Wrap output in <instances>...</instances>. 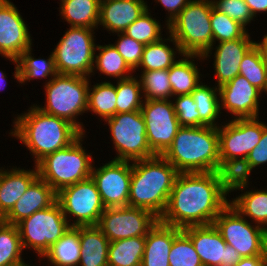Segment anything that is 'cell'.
I'll return each instance as SVG.
<instances>
[{
	"label": "cell",
	"instance_id": "6da1fadb",
	"mask_svg": "<svg viewBox=\"0 0 267 266\" xmlns=\"http://www.w3.org/2000/svg\"><path fill=\"white\" fill-rule=\"evenodd\" d=\"M227 196L216 172L179 173L159 221L179 229L212 224Z\"/></svg>",
	"mask_w": 267,
	"mask_h": 266
},
{
	"label": "cell",
	"instance_id": "7a4b0ae2",
	"mask_svg": "<svg viewBox=\"0 0 267 266\" xmlns=\"http://www.w3.org/2000/svg\"><path fill=\"white\" fill-rule=\"evenodd\" d=\"M27 111L14 118L9 134L32 153L35 165L45 156L72 144L82 134L66 119L46 114L35 104Z\"/></svg>",
	"mask_w": 267,
	"mask_h": 266
},
{
	"label": "cell",
	"instance_id": "3957f363",
	"mask_svg": "<svg viewBox=\"0 0 267 266\" xmlns=\"http://www.w3.org/2000/svg\"><path fill=\"white\" fill-rule=\"evenodd\" d=\"M179 172L162 155L132 161L128 206L164 213Z\"/></svg>",
	"mask_w": 267,
	"mask_h": 266
},
{
	"label": "cell",
	"instance_id": "277c9868",
	"mask_svg": "<svg viewBox=\"0 0 267 266\" xmlns=\"http://www.w3.org/2000/svg\"><path fill=\"white\" fill-rule=\"evenodd\" d=\"M162 156L179 173L216 172L220 162L218 128L181 126Z\"/></svg>",
	"mask_w": 267,
	"mask_h": 266
},
{
	"label": "cell",
	"instance_id": "5b68a950",
	"mask_svg": "<svg viewBox=\"0 0 267 266\" xmlns=\"http://www.w3.org/2000/svg\"><path fill=\"white\" fill-rule=\"evenodd\" d=\"M85 133L72 144L41 159L37 164L38 177L58 193L61 189L91 177L92 159L82 146Z\"/></svg>",
	"mask_w": 267,
	"mask_h": 266
},
{
	"label": "cell",
	"instance_id": "8992f818",
	"mask_svg": "<svg viewBox=\"0 0 267 266\" xmlns=\"http://www.w3.org/2000/svg\"><path fill=\"white\" fill-rule=\"evenodd\" d=\"M89 80L88 77L64 74L48 78L44 85L45 105L36 104L37 108L46 114L66 119L85 133L83 123L77 121V116L87 113Z\"/></svg>",
	"mask_w": 267,
	"mask_h": 266
},
{
	"label": "cell",
	"instance_id": "52a82bcc",
	"mask_svg": "<svg viewBox=\"0 0 267 266\" xmlns=\"http://www.w3.org/2000/svg\"><path fill=\"white\" fill-rule=\"evenodd\" d=\"M212 0H191L168 25L183 54L204 55L213 46Z\"/></svg>",
	"mask_w": 267,
	"mask_h": 266
},
{
	"label": "cell",
	"instance_id": "ba28073f",
	"mask_svg": "<svg viewBox=\"0 0 267 266\" xmlns=\"http://www.w3.org/2000/svg\"><path fill=\"white\" fill-rule=\"evenodd\" d=\"M95 29L70 27L52 51L58 74L92 77Z\"/></svg>",
	"mask_w": 267,
	"mask_h": 266
},
{
	"label": "cell",
	"instance_id": "9c48e42d",
	"mask_svg": "<svg viewBox=\"0 0 267 266\" xmlns=\"http://www.w3.org/2000/svg\"><path fill=\"white\" fill-rule=\"evenodd\" d=\"M23 249L32 248L39 258L71 228L57 200L17 224Z\"/></svg>",
	"mask_w": 267,
	"mask_h": 266
},
{
	"label": "cell",
	"instance_id": "30bf717a",
	"mask_svg": "<svg viewBox=\"0 0 267 266\" xmlns=\"http://www.w3.org/2000/svg\"><path fill=\"white\" fill-rule=\"evenodd\" d=\"M108 123L114 149L113 160L136 161L155 156L149 146L141 110L116 113L104 120Z\"/></svg>",
	"mask_w": 267,
	"mask_h": 266
},
{
	"label": "cell",
	"instance_id": "8fae6325",
	"mask_svg": "<svg viewBox=\"0 0 267 266\" xmlns=\"http://www.w3.org/2000/svg\"><path fill=\"white\" fill-rule=\"evenodd\" d=\"M213 225L226 244L233 246L242 257L264 255L267 230L255 223L252 225L230 204L219 213Z\"/></svg>",
	"mask_w": 267,
	"mask_h": 266
},
{
	"label": "cell",
	"instance_id": "7c38bea8",
	"mask_svg": "<svg viewBox=\"0 0 267 266\" xmlns=\"http://www.w3.org/2000/svg\"><path fill=\"white\" fill-rule=\"evenodd\" d=\"M57 202L71 227L98 225L106 208L91 177L61 189ZM71 215L76 218L73 222Z\"/></svg>",
	"mask_w": 267,
	"mask_h": 266
},
{
	"label": "cell",
	"instance_id": "4fadbf2b",
	"mask_svg": "<svg viewBox=\"0 0 267 266\" xmlns=\"http://www.w3.org/2000/svg\"><path fill=\"white\" fill-rule=\"evenodd\" d=\"M159 218L152 212L131 206L107 207L101 214L98 227L111 241L146 236Z\"/></svg>",
	"mask_w": 267,
	"mask_h": 266
},
{
	"label": "cell",
	"instance_id": "5bb4252c",
	"mask_svg": "<svg viewBox=\"0 0 267 266\" xmlns=\"http://www.w3.org/2000/svg\"><path fill=\"white\" fill-rule=\"evenodd\" d=\"M141 113L144 117L146 135L152 152L163 155L172 145L181 127L176 116L173 101L144 100Z\"/></svg>",
	"mask_w": 267,
	"mask_h": 266
},
{
	"label": "cell",
	"instance_id": "9a60e30c",
	"mask_svg": "<svg viewBox=\"0 0 267 266\" xmlns=\"http://www.w3.org/2000/svg\"><path fill=\"white\" fill-rule=\"evenodd\" d=\"M255 118H238L218 127L220 160L246 158L263 134V122Z\"/></svg>",
	"mask_w": 267,
	"mask_h": 266
},
{
	"label": "cell",
	"instance_id": "2e32d148",
	"mask_svg": "<svg viewBox=\"0 0 267 266\" xmlns=\"http://www.w3.org/2000/svg\"><path fill=\"white\" fill-rule=\"evenodd\" d=\"M130 163L132 162L112 159L99 168L93 164L91 178L106 208L128 206L132 177Z\"/></svg>",
	"mask_w": 267,
	"mask_h": 266
},
{
	"label": "cell",
	"instance_id": "e0dca14e",
	"mask_svg": "<svg viewBox=\"0 0 267 266\" xmlns=\"http://www.w3.org/2000/svg\"><path fill=\"white\" fill-rule=\"evenodd\" d=\"M191 239L203 266H234L242 256L227 245L212 224L182 229Z\"/></svg>",
	"mask_w": 267,
	"mask_h": 266
},
{
	"label": "cell",
	"instance_id": "ac0fdd59",
	"mask_svg": "<svg viewBox=\"0 0 267 266\" xmlns=\"http://www.w3.org/2000/svg\"><path fill=\"white\" fill-rule=\"evenodd\" d=\"M10 0H0V54L15 65L20 55L32 47L28 25Z\"/></svg>",
	"mask_w": 267,
	"mask_h": 266
},
{
	"label": "cell",
	"instance_id": "d6986e66",
	"mask_svg": "<svg viewBox=\"0 0 267 266\" xmlns=\"http://www.w3.org/2000/svg\"><path fill=\"white\" fill-rule=\"evenodd\" d=\"M219 88L220 108H224L234 119L259 117V100L262 92L242 75Z\"/></svg>",
	"mask_w": 267,
	"mask_h": 266
},
{
	"label": "cell",
	"instance_id": "ffe728a7",
	"mask_svg": "<svg viewBox=\"0 0 267 266\" xmlns=\"http://www.w3.org/2000/svg\"><path fill=\"white\" fill-rule=\"evenodd\" d=\"M254 46L247 32L242 38L233 41H223L213 46L203 55V59L209 58L214 53V74L217 79V87L231 81L239 75L240 63L245 54ZM211 54V55H209Z\"/></svg>",
	"mask_w": 267,
	"mask_h": 266
},
{
	"label": "cell",
	"instance_id": "44dd1931",
	"mask_svg": "<svg viewBox=\"0 0 267 266\" xmlns=\"http://www.w3.org/2000/svg\"><path fill=\"white\" fill-rule=\"evenodd\" d=\"M144 0H106L100 1L98 25L111 33L123 32L147 9Z\"/></svg>",
	"mask_w": 267,
	"mask_h": 266
},
{
	"label": "cell",
	"instance_id": "7402d4cb",
	"mask_svg": "<svg viewBox=\"0 0 267 266\" xmlns=\"http://www.w3.org/2000/svg\"><path fill=\"white\" fill-rule=\"evenodd\" d=\"M57 200V193L41 178H37L4 217L7 224L17 225L36 211L50 207Z\"/></svg>",
	"mask_w": 267,
	"mask_h": 266
},
{
	"label": "cell",
	"instance_id": "603a6c76",
	"mask_svg": "<svg viewBox=\"0 0 267 266\" xmlns=\"http://www.w3.org/2000/svg\"><path fill=\"white\" fill-rule=\"evenodd\" d=\"M34 166L32 170L17 167L9 170L8 168L0 167V212L4 217L38 178L37 167L36 165Z\"/></svg>",
	"mask_w": 267,
	"mask_h": 266
},
{
	"label": "cell",
	"instance_id": "cb8c5ba5",
	"mask_svg": "<svg viewBox=\"0 0 267 266\" xmlns=\"http://www.w3.org/2000/svg\"><path fill=\"white\" fill-rule=\"evenodd\" d=\"M174 240V226L158 221L145 236L141 266H169V253Z\"/></svg>",
	"mask_w": 267,
	"mask_h": 266
},
{
	"label": "cell",
	"instance_id": "d4e9b609",
	"mask_svg": "<svg viewBox=\"0 0 267 266\" xmlns=\"http://www.w3.org/2000/svg\"><path fill=\"white\" fill-rule=\"evenodd\" d=\"M81 258L78 266H108L110 241L97 225L78 226Z\"/></svg>",
	"mask_w": 267,
	"mask_h": 266
},
{
	"label": "cell",
	"instance_id": "484cf974",
	"mask_svg": "<svg viewBox=\"0 0 267 266\" xmlns=\"http://www.w3.org/2000/svg\"><path fill=\"white\" fill-rule=\"evenodd\" d=\"M181 57L183 58H179V60L168 69L173 97L191 94L200 84V76L202 77L194 60H204L202 55L183 54Z\"/></svg>",
	"mask_w": 267,
	"mask_h": 266
},
{
	"label": "cell",
	"instance_id": "4316f807",
	"mask_svg": "<svg viewBox=\"0 0 267 266\" xmlns=\"http://www.w3.org/2000/svg\"><path fill=\"white\" fill-rule=\"evenodd\" d=\"M59 11L70 27L98 29L100 0H60Z\"/></svg>",
	"mask_w": 267,
	"mask_h": 266
},
{
	"label": "cell",
	"instance_id": "83f0119b",
	"mask_svg": "<svg viewBox=\"0 0 267 266\" xmlns=\"http://www.w3.org/2000/svg\"><path fill=\"white\" fill-rule=\"evenodd\" d=\"M167 40L173 43L174 48L168 45ZM177 53L180 56L183 55L178 43L169 34V37L167 39L162 38L157 42L144 46L142 59L137 69L139 70V68L141 67V71L143 69L142 72L169 69L177 61Z\"/></svg>",
	"mask_w": 267,
	"mask_h": 266
},
{
	"label": "cell",
	"instance_id": "f1b7e54d",
	"mask_svg": "<svg viewBox=\"0 0 267 266\" xmlns=\"http://www.w3.org/2000/svg\"><path fill=\"white\" fill-rule=\"evenodd\" d=\"M32 48L26 49L17 59L15 66L14 79L19 84H23L33 79H51L58 74L55 66L53 52L50 53L47 60L33 57ZM32 54V55H31Z\"/></svg>",
	"mask_w": 267,
	"mask_h": 266
},
{
	"label": "cell",
	"instance_id": "f546056e",
	"mask_svg": "<svg viewBox=\"0 0 267 266\" xmlns=\"http://www.w3.org/2000/svg\"><path fill=\"white\" fill-rule=\"evenodd\" d=\"M251 171L253 169L246 158H233L220 160L216 173L220 186L228 195L234 190L243 192V189L246 190L248 188Z\"/></svg>",
	"mask_w": 267,
	"mask_h": 266
},
{
	"label": "cell",
	"instance_id": "4dcf8cb0",
	"mask_svg": "<svg viewBox=\"0 0 267 266\" xmlns=\"http://www.w3.org/2000/svg\"><path fill=\"white\" fill-rule=\"evenodd\" d=\"M54 266H78L81 258L78 226L71 227L67 232L44 254Z\"/></svg>",
	"mask_w": 267,
	"mask_h": 266
},
{
	"label": "cell",
	"instance_id": "1f68e13d",
	"mask_svg": "<svg viewBox=\"0 0 267 266\" xmlns=\"http://www.w3.org/2000/svg\"><path fill=\"white\" fill-rule=\"evenodd\" d=\"M229 204L242 216L248 217L251 223L255 222L267 230V190H247L229 200Z\"/></svg>",
	"mask_w": 267,
	"mask_h": 266
},
{
	"label": "cell",
	"instance_id": "d6a6232c",
	"mask_svg": "<svg viewBox=\"0 0 267 266\" xmlns=\"http://www.w3.org/2000/svg\"><path fill=\"white\" fill-rule=\"evenodd\" d=\"M145 236L111 241L108 248V266H141Z\"/></svg>",
	"mask_w": 267,
	"mask_h": 266
},
{
	"label": "cell",
	"instance_id": "836d02e7",
	"mask_svg": "<svg viewBox=\"0 0 267 266\" xmlns=\"http://www.w3.org/2000/svg\"><path fill=\"white\" fill-rule=\"evenodd\" d=\"M99 54L94 55V64L92 73L97 69L101 74L113 77L117 80H123L132 77L134 71L128 66L124 58L118 53L112 45H97L96 51Z\"/></svg>",
	"mask_w": 267,
	"mask_h": 266
},
{
	"label": "cell",
	"instance_id": "e575fe53",
	"mask_svg": "<svg viewBox=\"0 0 267 266\" xmlns=\"http://www.w3.org/2000/svg\"><path fill=\"white\" fill-rule=\"evenodd\" d=\"M199 112V126L219 127L216 122L221 114L219 88L203 85L202 81L191 93ZM217 123V124H216Z\"/></svg>",
	"mask_w": 267,
	"mask_h": 266
},
{
	"label": "cell",
	"instance_id": "d590c367",
	"mask_svg": "<svg viewBox=\"0 0 267 266\" xmlns=\"http://www.w3.org/2000/svg\"><path fill=\"white\" fill-rule=\"evenodd\" d=\"M89 85L87 112L92 111L103 121L114 116L117 101L115 84L104 81L92 85V88L91 83Z\"/></svg>",
	"mask_w": 267,
	"mask_h": 266
},
{
	"label": "cell",
	"instance_id": "8d00e7d4",
	"mask_svg": "<svg viewBox=\"0 0 267 266\" xmlns=\"http://www.w3.org/2000/svg\"><path fill=\"white\" fill-rule=\"evenodd\" d=\"M17 225L0 223V266L26 264Z\"/></svg>",
	"mask_w": 267,
	"mask_h": 266
},
{
	"label": "cell",
	"instance_id": "74e56055",
	"mask_svg": "<svg viewBox=\"0 0 267 266\" xmlns=\"http://www.w3.org/2000/svg\"><path fill=\"white\" fill-rule=\"evenodd\" d=\"M136 77L138 78V76H132L127 79L116 80V113L141 110L144 99L141 82Z\"/></svg>",
	"mask_w": 267,
	"mask_h": 266
},
{
	"label": "cell",
	"instance_id": "f35d334b",
	"mask_svg": "<svg viewBox=\"0 0 267 266\" xmlns=\"http://www.w3.org/2000/svg\"><path fill=\"white\" fill-rule=\"evenodd\" d=\"M141 73L139 80L144 100H167L173 98L168 69Z\"/></svg>",
	"mask_w": 267,
	"mask_h": 266
},
{
	"label": "cell",
	"instance_id": "ab89813d",
	"mask_svg": "<svg viewBox=\"0 0 267 266\" xmlns=\"http://www.w3.org/2000/svg\"><path fill=\"white\" fill-rule=\"evenodd\" d=\"M169 266H203L189 236L176 227L169 253Z\"/></svg>",
	"mask_w": 267,
	"mask_h": 266
},
{
	"label": "cell",
	"instance_id": "60d3db41",
	"mask_svg": "<svg viewBox=\"0 0 267 266\" xmlns=\"http://www.w3.org/2000/svg\"><path fill=\"white\" fill-rule=\"evenodd\" d=\"M149 8L123 33L144 45L157 42L162 39L161 24L149 12Z\"/></svg>",
	"mask_w": 267,
	"mask_h": 266
},
{
	"label": "cell",
	"instance_id": "b9f144b4",
	"mask_svg": "<svg viewBox=\"0 0 267 266\" xmlns=\"http://www.w3.org/2000/svg\"><path fill=\"white\" fill-rule=\"evenodd\" d=\"M239 74L261 92L267 93V69L255 45L243 57Z\"/></svg>",
	"mask_w": 267,
	"mask_h": 266
},
{
	"label": "cell",
	"instance_id": "7bdbcfd3",
	"mask_svg": "<svg viewBox=\"0 0 267 266\" xmlns=\"http://www.w3.org/2000/svg\"><path fill=\"white\" fill-rule=\"evenodd\" d=\"M211 28L213 32V46L223 41H233L242 38L248 31L239 22L212 7Z\"/></svg>",
	"mask_w": 267,
	"mask_h": 266
},
{
	"label": "cell",
	"instance_id": "ee69618b",
	"mask_svg": "<svg viewBox=\"0 0 267 266\" xmlns=\"http://www.w3.org/2000/svg\"><path fill=\"white\" fill-rule=\"evenodd\" d=\"M119 37L117 41L112 44L118 53L124 58L128 66L134 71L138 68L143 54L144 44L139 43L133 38L125 35L123 32L116 33Z\"/></svg>",
	"mask_w": 267,
	"mask_h": 266
},
{
	"label": "cell",
	"instance_id": "f6af8a7d",
	"mask_svg": "<svg viewBox=\"0 0 267 266\" xmlns=\"http://www.w3.org/2000/svg\"><path fill=\"white\" fill-rule=\"evenodd\" d=\"M213 7L246 28L254 17L244 0H212Z\"/></svg>",
	"mask_w": 267,
	"mask_h": 266
},
{
	"label": "cell",
	"instance_id": "bcb514c9",
	"mask_svg": "<svg viewBox=\"0 0 267 266\" xmlns=\"http://www.w3.org/2000/svg\"><path fill=\"white\" fill-rule=\"evenodd\" d=\"M173 105L180 126L199 127V112L191 94L173 97Z\"/></svg>",
	"mask_w": 267,
	"mask_h": 266
},
{
	"label": "cell",
	"instance_id": "7dc6e473",
	"mask_svg": "<svg viewBox=\"0 0 267 266\" xmlns=\"http://www.w3.org/2000/svg\"><path fill=\"white\" fill-rule=\"evenodd\" d=\"M246 159L254 168L267 163V124L263 123V134L258 145L252 149Z\"/></svg>",
	"mask_w": 267,
	"mask_h": 266
},
{
	"label": "cell",
	"instance_id": "c3c4849f",
	"mask_svg": "<svg viewBox=\"0 0 267 266\" xmlns=\"http://www.w3.org/2000/svg\"><path fill=\"white\" fill-rule=\"evenodd\" d=\"M160 3L168 11V17L166 20V29L168 31V25L175 19V17L186 7L191 0H155Z\"/></svg>",
	"mask_w": 267,
	"mask_h": 266
},
{
	"label": "cell",
	"instance_id": "681fc988",
	"mask_svg": "<svg viewBox=\"0 0 267 266\" xmlns=\"http://www.w3.org/2000/svg\"><path fill=\"white\" fill-rule=\"evenodd\" d=\"M255 18L257 13H267V0H244Z\"/></svg>",
	"mask_w": 267,
	"mask_h": 266
},
{
	"label": "cell",
	"instance_id": "f907efd6",
	"mask_svg": "<svg viewBox=\"0 0 267 266\" xmlns=\"http://www.w3.org/2000/svg\"><path fill=\"white\" fill-rule=\"evenodd\" d=\"M234 266H265L264 255L242 257Z\"/></svg>",
	"mask_w": 267,
	"mask_h": 266
},
{
	"label": "cell",
	"instance_id": "816d5d0a",
	"mask_svg": "<svg viewBox=\"0 0 267 266\" xmlns=\"http://www.w3.org/2000/svg\"><path fill=\"white\" fill-rule=\"evenodd\" d=\"M254 45L259 50L263 64L267 69V34L263 36L260 42L254 41Z\"/></svg>",
	"mask_w": 267,
	"mask_h": 266
},
{
	"label": "cell",
	"instance_id": "f5cc1de1",
	"mask_svg": "<svg viewBox=\"0 0 267 266\" xmlns=\"http://www.w3.org/2000/svg\"><path fill=\"white\" fill-rule=\"evenodd\" d=\"M6 77L7 76H6L5 72L3 73V71H0V90L3 89L2 84H3V86H6L5 85L6 83H4V81L5 82L7 81Z\"/></svg>",
	"mask_w": 267,
	"mask_h": 266
},
{
	"label": "cell",
	"instance_id": "db71d44e",
	"mask_svg": "<svg viewBox=\"0 0 267 266\" xmlns=\"http://www.w3.org/2000/svg\"><path fill=\"white\" fill-rule=\"evenodd\" d=\"M264 265L267 266V237L264 243Z\"/></svg>",
	"mask_w": 267,
	"mask_h": 266
},
{
	"label": "cell",
	"instance_id": "11a10c76",
	"mask_svg": "<svg viewBox=\"0 0 267 266\" xmlns=\"http://www.w3.org/2000/svg\"><path fill=\"white\" fill-rule=\"evenodd\" d=\"M3 222H4V216L0 212V223H3Z\"/></svg>",
	"mask_w": 267,
	"mask_h": 266
},
{
	"label": "cell",
	"instance_id": "9f6ffc18",
	"mask_svg": "<svg viewBox=\"0 0 267 266\" xmlns=\"http://www.w3.org/2000/svg\"><path fill=\"white\" fill-rule=\"evenodd\" d=\"M14 266H30L29 264H20V265H14Z\"/></svg>",
	"mask_w": 267,
	"mask_h": 266
}]
</instances>
